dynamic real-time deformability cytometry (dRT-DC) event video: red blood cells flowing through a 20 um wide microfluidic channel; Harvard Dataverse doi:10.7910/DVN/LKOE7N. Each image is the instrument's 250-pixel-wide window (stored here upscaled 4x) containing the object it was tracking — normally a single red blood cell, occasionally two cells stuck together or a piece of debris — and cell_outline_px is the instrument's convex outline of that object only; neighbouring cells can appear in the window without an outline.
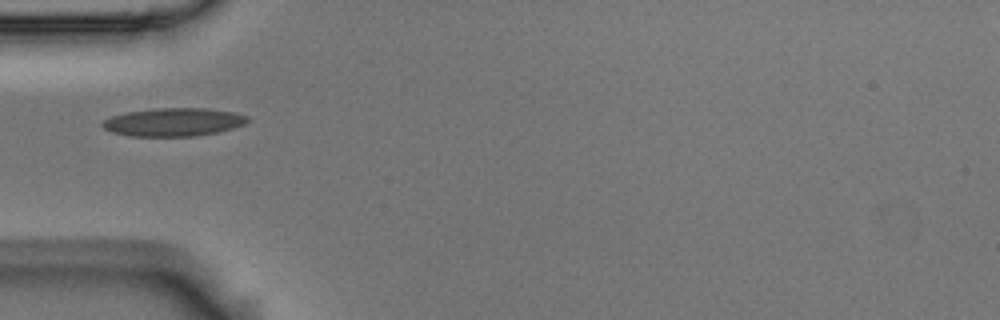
{"species": "Egyptian fruit bat (a non-hibernating species)", "species_latin": "Rousettus aegyptiacus", "temperature_condition": "room temperature", "stored_images_in_passage": 7, "camera_frame_rate_fps": 3000, "um_per_image_px": 0.085, "animal": {"sex": "male"}, "frame": {"image": 1, "passage_image": 4, "time_ms": 1.0, "image_size_px": [1000, 320], "cell_outline_px": [[248, 120], [244, 124], [232, 128], [216, 132], [196, 136], [128, 136], [112, 132], [104, 128], [100, 124], [104, 120], [112, 116], [128, 112], [156, 108], [204, 108], [236, 112], [248, 116]], "centroid_in_image_um": [14.74, 10.37], "position_along_channel_um": 70.3, "area_um2": 23.76}}
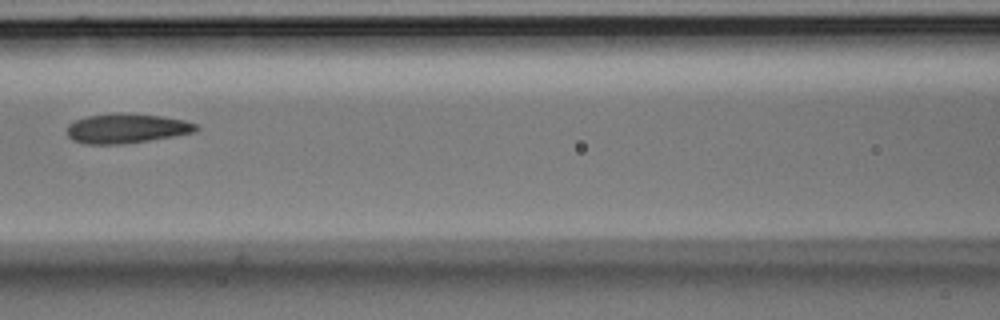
{"frame": {"image": 2, "passage_image": 6, "time_ms": 1.667, "image_size_px": [1000, 320], "cell_outline_px": [[200, 128], [196, 132], [148, 140], [120, 144], [84, 144], [72, 140], [68, 136], [68, 124], [76, 120], [88, 116], [116, 112], [160, 116], [184, 120], [196, 124]], "centroid_in_image_um": [10.75, 10.91], "position_along_channel_um": 155.9, "area_um2": 22.14}}
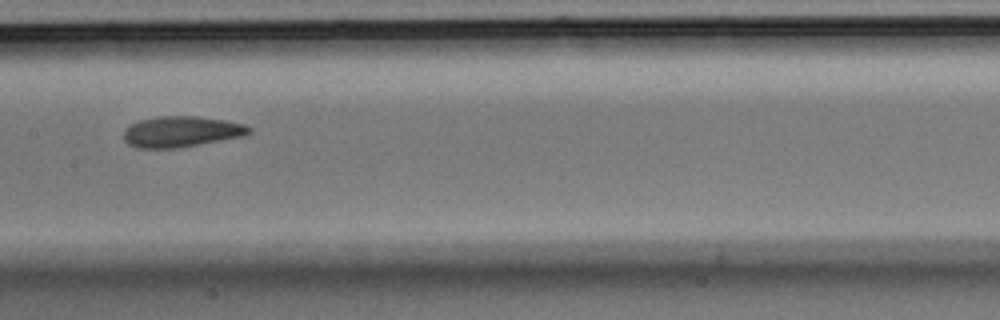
{"frame": {"image": 3, "passage_image": 7, "time_ms": 2.0, "image_size_px": [1000, 320], "cell_outline_px": [[252, 132], [240, 136], [180, 148], [136, 148], [128, 144], [124, 140], [124, 132], [132, 124], [140, 120], [160, 116], [196, 116], [224, 120], [244, 124], [252, 128]], "centroid_in_image_um": [15.4, 11.19], "position_along_channel_um": 192.0, "area_um2": 22.31}}